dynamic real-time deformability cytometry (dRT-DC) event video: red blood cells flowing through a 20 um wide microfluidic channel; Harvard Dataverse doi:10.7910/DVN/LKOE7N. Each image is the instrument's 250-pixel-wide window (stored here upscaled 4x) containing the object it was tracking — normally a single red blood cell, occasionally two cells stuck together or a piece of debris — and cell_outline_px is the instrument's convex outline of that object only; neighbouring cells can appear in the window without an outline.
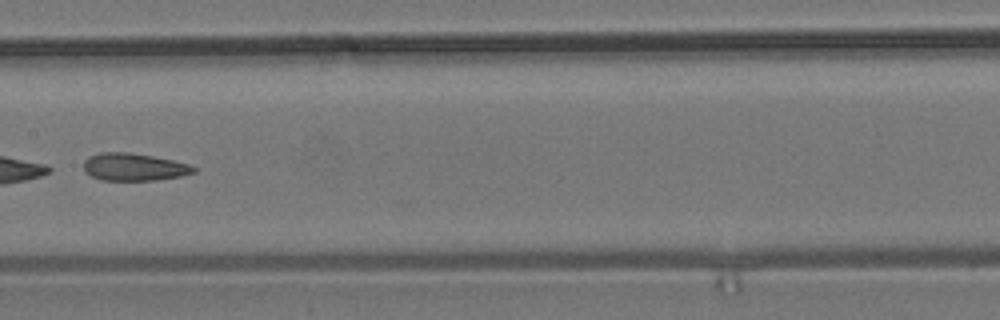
{"species": "common noctule bat (a hibernating species)", "species_latin": "Nyctalus noctula", "temperature_condition": "room temperature", "stored_images_in_passage": 7, "camera_frame_rate_fps": 3000, "um_per_image_px": 0.085, "animal": {"sex": "male", "body_mass_g": 19.2, "forearm_length_mm": 51.8}, "frame": {"image": 1, "passage_image": 6, "time_ms": 6.0, "image_size_px": [1000, 320], "cell_outline_px": [[196, 172], [180, 176], [156, 180], [100, 180], [84, 172], [84, 160], [88, 156], [100, 152], [128, 152], [152, 156], [172, 160], [188, 164], [196, 168]], "centroid_in_image_um": [11.35, 14.19], "position_along_channel_um": 196.1, "area_um2": 17.63}}
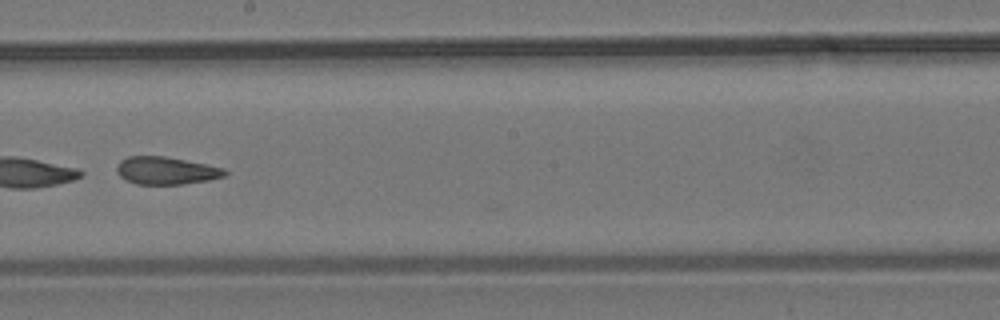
{"frame": {"image": 2, "passage_image": 7, "time_ms": 7.0, "image_size_px": [1000, 320], "cell_outline_px": [[228, 172], [224, 176], [208, 180], [184, 184], [136, 184], [120, 176], [116, 172], [116, 164], [120, 160], [128, 156], [164, 156], [224, 168]], "centroid_in_image_um": [14.08, 14.5], "position_along_channel_um": 234.1, "area_um2": 17.28}}